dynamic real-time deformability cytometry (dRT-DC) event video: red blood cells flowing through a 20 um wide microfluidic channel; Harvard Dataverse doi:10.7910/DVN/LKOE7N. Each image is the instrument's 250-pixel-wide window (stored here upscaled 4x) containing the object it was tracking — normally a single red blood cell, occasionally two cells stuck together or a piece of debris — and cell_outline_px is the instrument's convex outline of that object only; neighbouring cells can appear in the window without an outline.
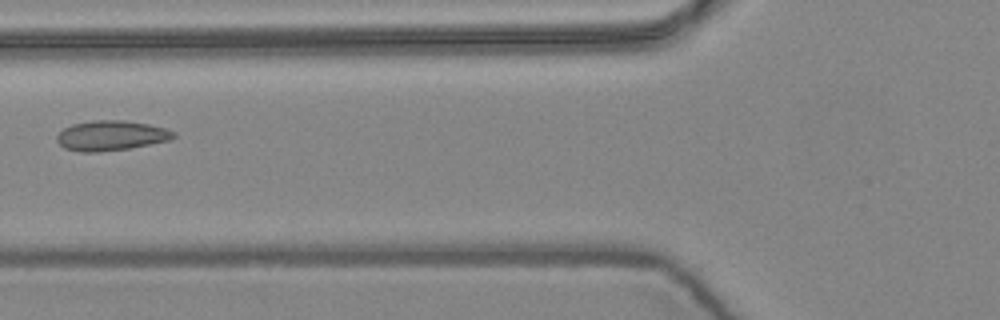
{"species": "common noctule bat (a hibernating species)", "species_latin": "Nyctalus noctula", "temperature_condition": "warm", "stored_images_in_passage": 7, "camera_frame_rate_fps": 3000, "um_per_image_px": 0.085, "animal": {"sex": "female", "body_mass_g": 24.6, "forearm_length_mm": 56.2}, "frame": {"image": 1, "passage_image": 7, "time_ms": 2.0, "image_size_px": [1000, 320], "cell_outline_px": [[176, 136], [168, 140], [128, 148], [96, 152], [80, 152], [64, 148], [56, 140], [56, 136], [64, 128], [72, 124], [92, 120], [124, 120], [148, 124], [164, 128], [176, 132]], "centroid_in_image_um": [9.41, 11.51], "position_along_channel_um": 116.4, "area_um2": 20.23}}